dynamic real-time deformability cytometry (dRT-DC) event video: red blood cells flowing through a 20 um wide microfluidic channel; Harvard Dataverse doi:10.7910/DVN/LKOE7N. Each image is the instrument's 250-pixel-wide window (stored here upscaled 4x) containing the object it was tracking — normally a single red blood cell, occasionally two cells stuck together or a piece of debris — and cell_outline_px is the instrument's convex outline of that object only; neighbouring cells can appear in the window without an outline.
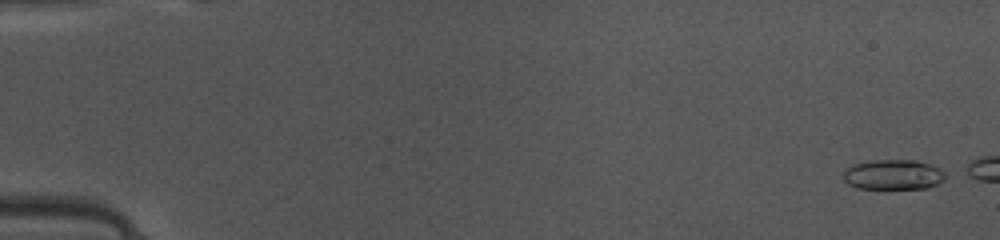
{"species": "common noctule bat (a hibernating species)", "species_latin": "Nyctalus noctula", "temperature_condition": "warm", "stored_images_in_passage": 5, "camera_frame_rate_fps": 3000, "um_per_image_px": 0.085, "animal": {"sex": "female", "body_mass_g": 10.0, "forearm_length_mm": 53.1}, "frame": {"image": 1, "passage_image": 1, "time_ms": 0.0, "image_size_px": [1000, 240], "cell_outline_px": [[948, 176], [944, 180], [928, 188], [856, 188], [848, 184], [844, 180], [844, 172], [848, 168], [856, 164], [872, 160], [916, 160], [940, 168]], "centroid_in_image_um": [75.96, 14.84], "position_along_channel_um": 9.0, "area_um2": 17.74}}